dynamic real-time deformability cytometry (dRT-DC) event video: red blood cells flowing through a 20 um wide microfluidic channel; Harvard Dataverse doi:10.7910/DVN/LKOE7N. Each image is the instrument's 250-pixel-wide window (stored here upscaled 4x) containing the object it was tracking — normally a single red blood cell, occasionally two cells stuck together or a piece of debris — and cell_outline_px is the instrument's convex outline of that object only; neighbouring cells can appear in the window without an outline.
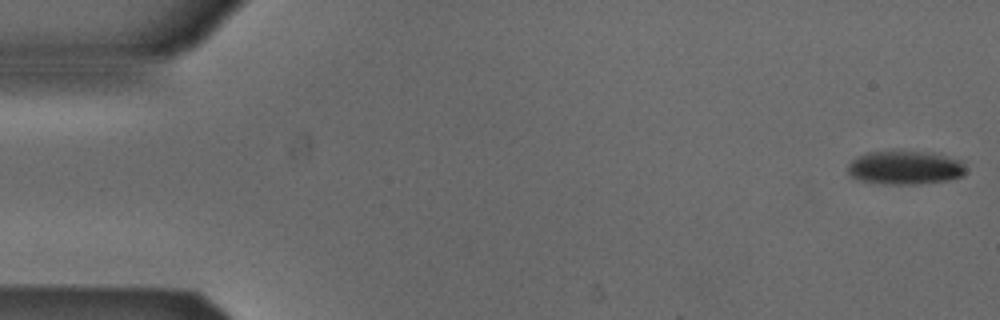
{"species": "Egyptian fruit bat (a non-hibernating species)", "species_latin": "Rousettus aegyptiacus", "temperature_condition": "cold", "stored_images_in_passage": 4, "camera_frame_rate_fps": 3000, "um_per_image_px": 0.085, "animal": {"sex": "male"}, "frame": {"image": 1, "passage_image": 1, "time_ms": 0.0, "image_size_px": [1000, 320], "cell_outline_px": [[964, 176], [948, 180], [916, 184], [876, 184], [856, 180], [848, 176], [848, 164], [856, 156], [868, 152], [932, 152], [960, 160], [964, 164]], "centroid_in_image_um": [76.87, 14.27], "position_along_channel_um": 8.1, "area_um2": 23.29}}